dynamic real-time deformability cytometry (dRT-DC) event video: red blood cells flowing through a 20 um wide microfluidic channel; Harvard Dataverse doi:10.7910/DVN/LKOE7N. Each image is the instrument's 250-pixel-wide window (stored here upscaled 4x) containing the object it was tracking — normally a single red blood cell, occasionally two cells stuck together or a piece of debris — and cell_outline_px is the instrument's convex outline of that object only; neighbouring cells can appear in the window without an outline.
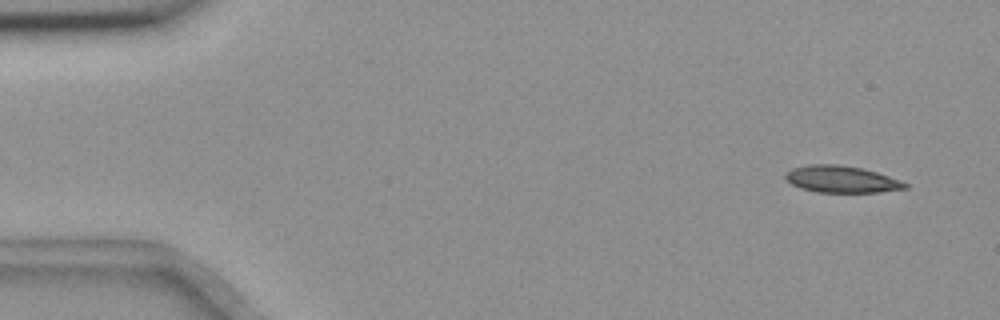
{"species": "common noctule bat (a hibernating species)", "species_latin": "Nyctalus noctula", "temperature_condition": "room temperature", "stored_images_in_passage": 47, "camera_frame_rate_fps": 3000, "um_per_image_px": 0.085, "animal": {"sex": "female", "body_mass_g": 18.4}, "frame": {"image": 1, "passage_image": 4, "time_ms": 1.0, "image_size_px": [1000, 320], "cell_outline_px": [[908, 188], [880, 192], [816, 192], [800, 188], [792, 184], [784, 176], [792, 168], [808, 164], [840, 164], [860, 168], [876, 172], [900, 180], [908, 184]], "centroid_in_image_um": [71.53, 15.23], "position_along_channel_um": 13.5, "area_um2": 18.61}}
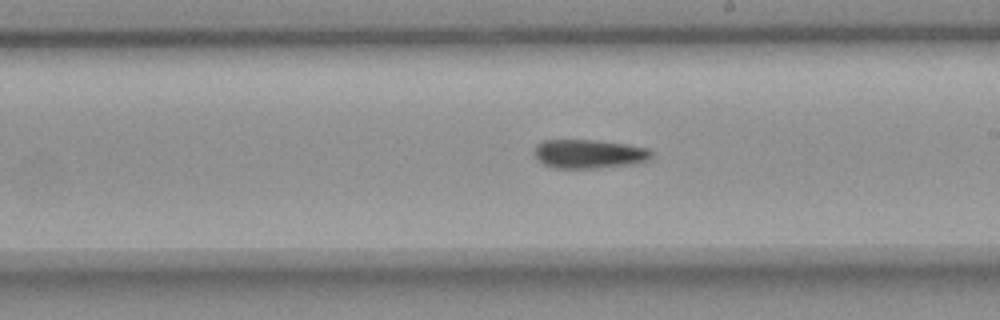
{"frame": {"image": 2, "passage_image": 32, "time_ms": 10.333, "image_size_px": [1000, 320], "cell_outline_px": [[652, 160], [636, 164], [596, 168], [556, 168], [544, 164], [532, 152], [536, 144], [544, 140], [596, 140], [624, 144], [648, 148], [652, 152]], "centroid_in_image_um": [50.1, 13.08], "position_along_channel_um": 238.9, "area_um2": 19.88}}
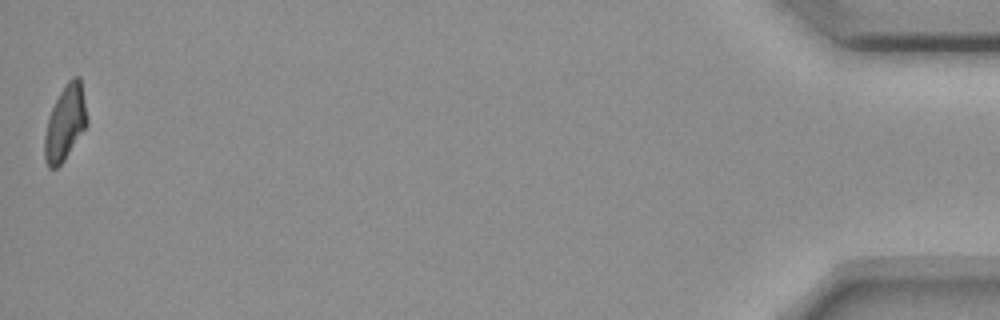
{"frame": {"image": 3, "passage_image": 47, "time_ms": 15.333, "image_size_px": [1000, 320], "cell_outline_px": [[88, 124], [64, 160], [56, 168], [48, 168], [44, 160], [44, 136], [48, 116], [60, 92], [68, 80], [72, 76], [80, 76], [88, 120]], "centroid_in_image_um": [5.53, 10.45], "position_along_channel_um": 429.7, "area_um2": 18.61}}